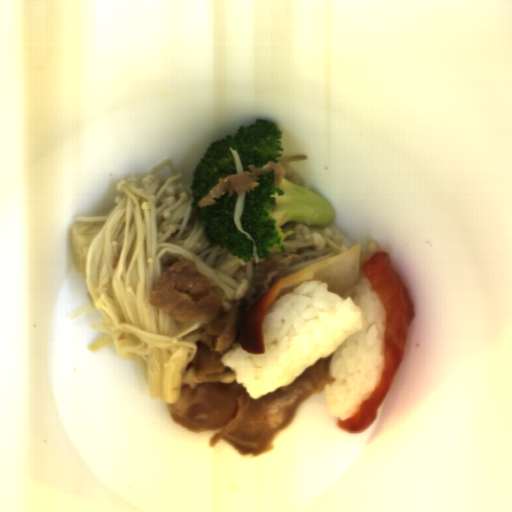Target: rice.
I'll use <instances>...</instances> for the list:
<instances>
[{
	"mask_svg": "<svg viewBox=\"0 0 512 512\" xmlns=\"http://www.w3.org/2000/svg\"><path fill=\"white\" fill-rule=\"evenodd\" d=\"M262 332L263 353H249L237 342L221 358L254 401L325 359L336 377L324 393L330 415L350 418L378 386L385 362L386 308L365 276L342 294L330 292L325 280L303 281L270 306Z\"/></svg>",
	"mask_w": 512,
	"mask_h": 512,
	"instance_id": "1",
	"label": "rice"
}]
</instances>
